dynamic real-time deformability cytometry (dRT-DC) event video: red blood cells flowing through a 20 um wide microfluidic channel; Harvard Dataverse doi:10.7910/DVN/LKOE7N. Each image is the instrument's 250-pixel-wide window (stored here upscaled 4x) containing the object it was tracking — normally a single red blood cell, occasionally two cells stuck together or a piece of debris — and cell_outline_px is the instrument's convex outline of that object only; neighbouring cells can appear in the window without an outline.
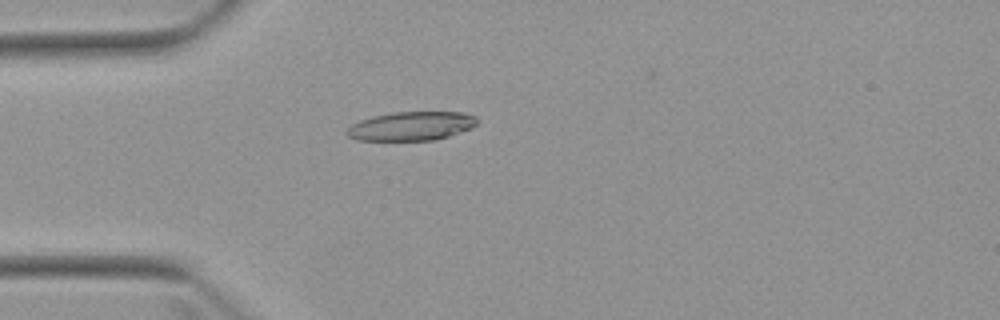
{"species": "Egyptian fruit bat (a non-hibernating species)", "species_latin": "Rousettus aegyptiacus", "temperature_condition": "warm", "stored_images_in_passage": 5, "camera_frame_rate_fps": 3000, "um_per_image_px": 0.085, "animal": {"sex": "female"}, "frame": {"image": 1, "passage_image": 5, "time_ms": 4.667, "image_size_px": [1000, 320], "cell_outline_px": [[480, 120], [472, 128], [448, 136], [432, 140], [356, 140], [348, 136], [344, 132], [352, 124], [360, 120], [372, 116], [392, 112], [464, 112], [476, 116]], "centroid_in_image_um": [34.97, 10.71], "position_along_channel_um": 50.0, "area_um2": 22.02}}